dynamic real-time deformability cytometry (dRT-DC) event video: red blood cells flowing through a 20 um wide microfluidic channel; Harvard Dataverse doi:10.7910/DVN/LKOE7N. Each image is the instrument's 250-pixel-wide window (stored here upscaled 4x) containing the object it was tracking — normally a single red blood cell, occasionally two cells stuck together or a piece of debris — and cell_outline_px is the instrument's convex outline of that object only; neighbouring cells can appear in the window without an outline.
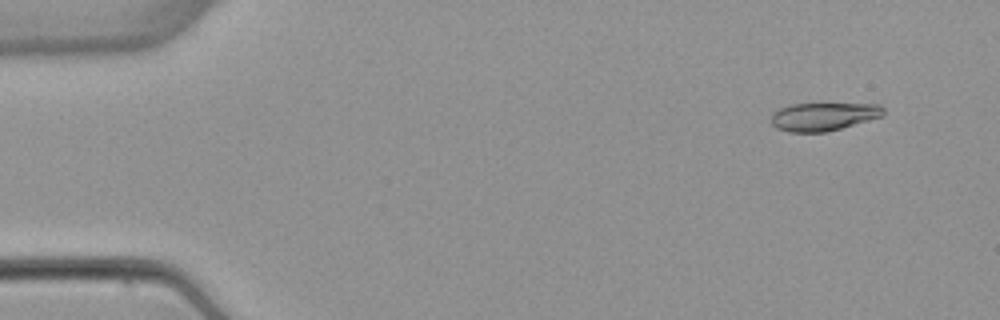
{"species": "common noctule bat (a hibernating species)", "species_latin": "Nyctalus noctula", "temperature_condition": "warm", "stored_images_in_passage": 6, "segment_of_instrument_passage": [2, 2], "camera_frame_rate_fps": 3000, "um_per_image_px": 0.085, "animal": {"sex": "female", "body_mass_g": 22.7, "forearm_length_mm": 54.2}, "frame": {"image": 1, "passage_image": 6, "time_ms": 6.0, "image_size_px": [1000, 320], "cell_outline_px": [[884, 112], [880, 116], [868, 120], [828, 132], [788, 132], [776, 128], [772, 124], [772, 112], [788, 104], [820, 100], [880, 104], [884, 108]], "centroid_in_image_um": [69.99, 9.83], "position_along_channel_um": 15.0, "area_um2": 19.65}}